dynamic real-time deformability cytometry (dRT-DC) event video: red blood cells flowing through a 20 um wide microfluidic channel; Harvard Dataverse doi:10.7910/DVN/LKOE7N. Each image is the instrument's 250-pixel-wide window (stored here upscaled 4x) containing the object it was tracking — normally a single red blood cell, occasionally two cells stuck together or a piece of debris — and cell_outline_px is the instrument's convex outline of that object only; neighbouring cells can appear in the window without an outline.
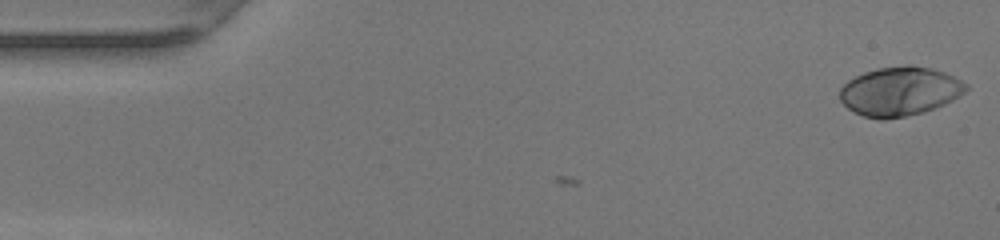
{"species": "human", "species_latin": "Homo sapiens", "temperature_condition": "warm", "stored_images_in_passage": 49, "camera_frame_rate_fps": 3000, "um_per_image_px": 0.085, "donor": {"sex": "female"}, "frame": {"image": 1, "passage_image": 1, "time_ms": 0.0, "image_size_px": [1000, 240], "cell_outline_px": [[968, 88], [964, 92], [952, 100], [944, 104], [924, 112], [884, 120], [880, 120], [864, 116], [848, 108], [840, 100], [840, 88], [848, 80], [864, 72], [876, 68], [904, 64], [912, 64], [932, 68], [944, 72], [968, 84]], "centroid_in_image_um": [76.47, 7.74], "position_along_channel_um": 8.5, "area_um2": 36.13}}
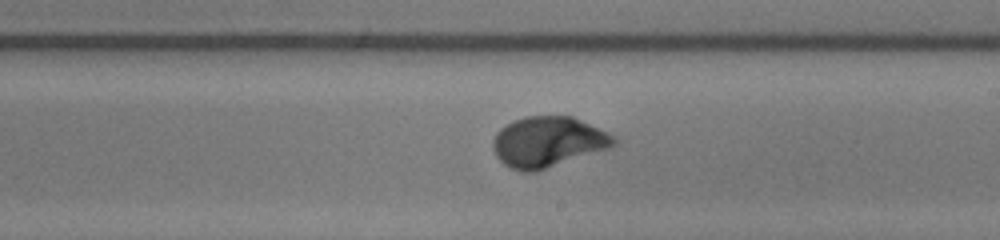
{"frame": {"image": 2, "passage_image": 28, "time_ms": 9.0, "image_size_px": [1000, 240], "cell_outline_px": [[620, 140], [612, 148], [536, 172], [520, 172], [504, 164], [496, 156], [492, 148], [492, 140], [496, 132], [500, 128], [524, 116], [572, 116], [616, 136]], "centroid_in_image_um": [46.61, 12.08], "position_along_channel_um": 242.4, "area_um2": 36.01}}
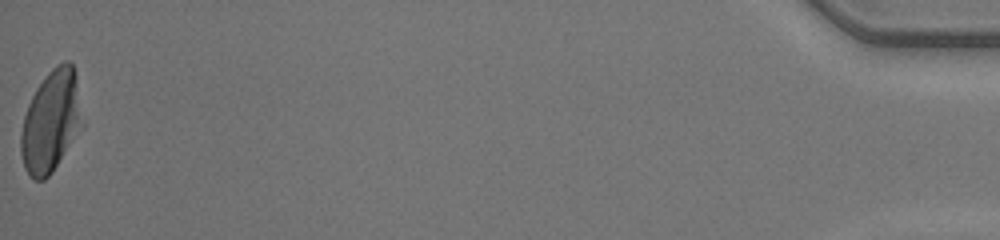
{"frame": {"image": 3, "passage_image": 49, "time_ms": 16.0, "image_size_px": [1000, 240], "cell_outline_px": [[76, 120], [64, 148], [52, 172], [44, 180], [36, 180], [28, 176], [24, 168], [20, 152], [20, 132], [24, 116], [28, 104], [36, 88], [48, 72], [56, 64], [64, 60], [68, 60], [72, 64], [76, 72]], "centroid_in_image_um": [4.15, 10.28], "position_along_channel_um": 431.0, "area_um2": 33.7}, "authors_computed_cell_mechanics": {"area_um2": 34.7956, "velocity_mm_per_s": 4.2099, "shape_relaxation_time_tau1_ms": 3.0139, "shape_relaxation_time_tau2_ms": null, "deformation_change_tau1": 0.2025, "deformation_change_tau2": null}}